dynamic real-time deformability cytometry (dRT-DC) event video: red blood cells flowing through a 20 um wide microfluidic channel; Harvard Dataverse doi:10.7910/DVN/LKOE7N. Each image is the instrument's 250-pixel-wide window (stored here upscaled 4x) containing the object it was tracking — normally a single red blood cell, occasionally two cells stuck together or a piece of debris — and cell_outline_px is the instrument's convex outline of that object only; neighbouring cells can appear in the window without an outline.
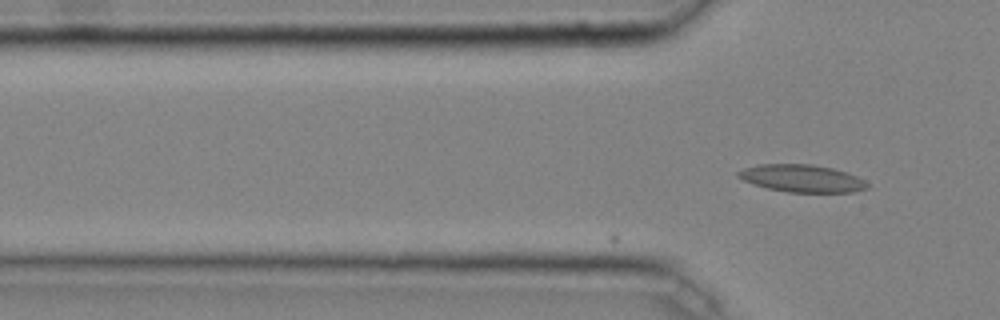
{"species": "common noctule bat (a hibernating species)", "species_latin": "Nyctalus noctula", "temperature_condition": "cold", "stored_images_in_passage": 14, "camera_frame_rate_fps": 3000, "um_per_image_px": 0.085, "animal": {"sex": "male", "body_mass_g": 20.4}, "frame": {"image": 1, "passage_image": 14, "time_ms": 4.333, "image_size_px": [1000, 320], "cell_outline_px": [[868, 188], [852, 192], [788, 192], [768, 188], [744, 180], [736, 176], [736, 172], [744, 168], [756, 164], [812, 164], [832, 168], [848, 172], [864, 180], [868, 184]], "centroid_in_image_um": [68.16, 15.15], "position_along_channel_um": 57.6, "area_um2": 20.58}}